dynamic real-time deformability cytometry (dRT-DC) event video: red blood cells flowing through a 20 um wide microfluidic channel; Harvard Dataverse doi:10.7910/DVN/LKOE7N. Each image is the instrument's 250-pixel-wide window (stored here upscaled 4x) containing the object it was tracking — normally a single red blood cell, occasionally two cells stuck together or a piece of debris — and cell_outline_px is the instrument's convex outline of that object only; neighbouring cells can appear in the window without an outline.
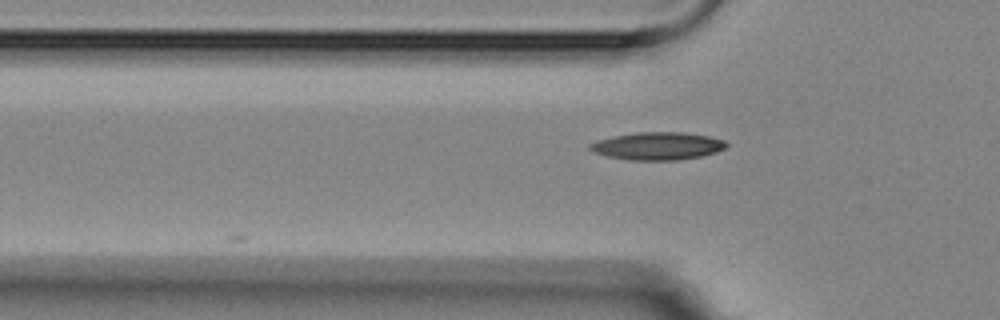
{"species": "Egyptian fruit bat (a non-hibernating species)", "species_latin": "Rousettus aegyptiacus", "temperature_condition": "room temperature", "stored_images_in_passage": 5, "camera_frame_rate_fps": 3000, "um_per_image_px": 0.085, "animal": {"sex": "female"}, "frame": {"image": 1, "passage_image": 4, "time_ms": 4.333, "image_size_px": [1000, 320], "cell_outline_px": [[728, 144], [724, 148], [716, 152], [700, 156], [676, 160], [628, 160], [608, 156], [592, 152], [588, 148], [588, 144], [596, 140], [636, 132], [684, 132], [708, 136], [724, 140]], "centroid_in_image_um": [55.86, 12.41], "position_along_channel_um": 69.9, "area_um2": 21.96}}
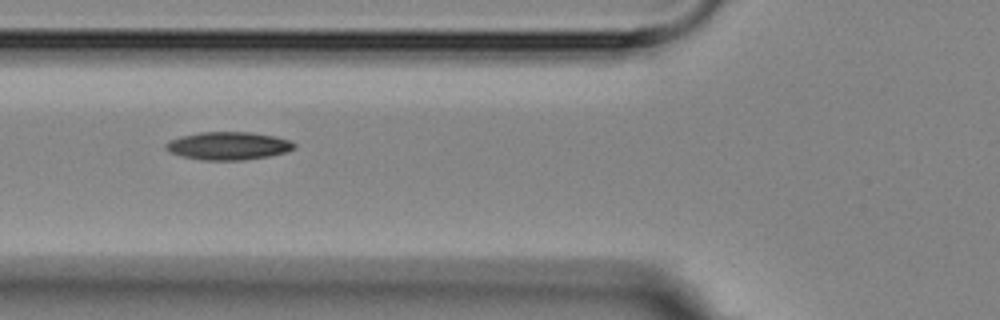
{"frame": {"image": 2, "passage_image": 5, "time_ms": 5.333, "image_size_px": [1000, 320], "cell_outline_px": [[296, 148], [288, 152], [268, 156], [244, 160], [200, 160], [180, 156], [164, 148], [164, 144], [168, 140], [180, 136], [200, 132], [252, 132], [276, 136], [288, 140], [296, 144]], "centroid_in_image_um": [19.4, 12.39], "position_along_channel_um": 106.4, "area_um2": 21.15}}